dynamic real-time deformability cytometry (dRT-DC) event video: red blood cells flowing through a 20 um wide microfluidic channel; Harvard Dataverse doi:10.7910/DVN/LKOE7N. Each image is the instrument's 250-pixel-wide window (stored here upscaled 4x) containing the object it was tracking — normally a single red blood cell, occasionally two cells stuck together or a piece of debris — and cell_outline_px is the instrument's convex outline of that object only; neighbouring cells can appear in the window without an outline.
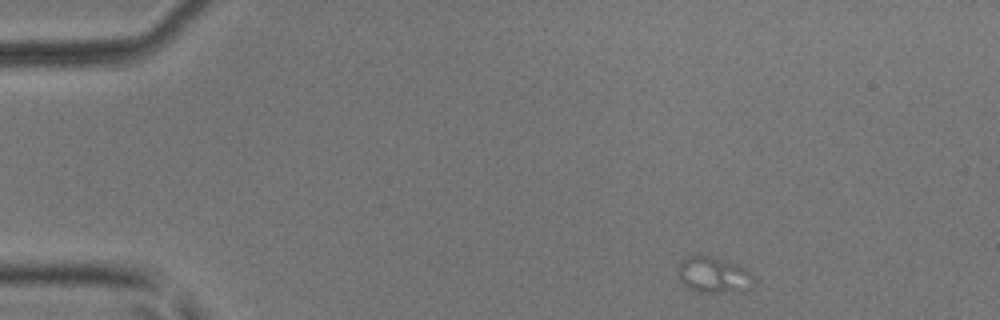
{"species": "common noctule bat (a hibernating species)", "species_latin": "Nyctalus noctula", "temperature_condition": "room temperature", "stored_images_in_passage": 4, "camera_frame_rate_fps": 3000, "um_per_image_px": 0.085, "animal": {"sex": "male", "body_mass_g": 17.9, "forearm_length_mm": 54.2}, "frame": {"image": 1, "passage_image": 1, "time_ms": 0.0, "image_size_px": [1000, 320], "cell_outline_px": [[752, 288], [744, 292], [700, 292], [688, 288], [680, 280], [676, 272], [680, 264], [688, 256], [696, 252], [744, 268], [752, 276]], "centroid_in_image_um": [60.61, 23.38], "position_along_channel_um": 24.4, "area_um2": 15.78}}